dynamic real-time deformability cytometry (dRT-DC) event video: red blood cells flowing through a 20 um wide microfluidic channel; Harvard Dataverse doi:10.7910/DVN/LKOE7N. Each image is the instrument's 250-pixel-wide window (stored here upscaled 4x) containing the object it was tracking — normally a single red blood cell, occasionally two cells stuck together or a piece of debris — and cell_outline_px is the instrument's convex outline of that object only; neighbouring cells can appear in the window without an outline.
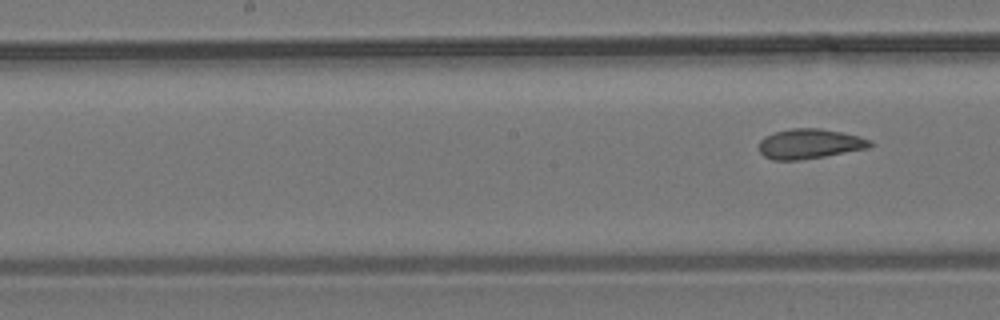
{"species": "common noctule bat (a hibernating species)", "species_latin": "Nyctalus noctula", "temperature_condition": "room temperature", "stored_images_in_passage": 8, "camera_frame_rate_fps": 3000, "um_per_image_px": 0.085, "animal": {"sex": "male", "body_mass_g": 19.2, "forearm_length_mm": 51.8}, "frame": {"image": 1, "passage_image": 8, "time_ms": 9.667, "image_size_px": [1000, 320], "cell_outline_px": [[876, 144], [868, 148], [824, 156], [796, 160], [772, 160], [764, 156], [760, 152], [760, 140], [764, 136], [772, 132], [792, 128], [820, 128], [860, 136], [872, 140]], "centroid_in_image_um": [68.83, 12.21], "position_along_channel_um": 179.4, "area_um2": 19.42}}